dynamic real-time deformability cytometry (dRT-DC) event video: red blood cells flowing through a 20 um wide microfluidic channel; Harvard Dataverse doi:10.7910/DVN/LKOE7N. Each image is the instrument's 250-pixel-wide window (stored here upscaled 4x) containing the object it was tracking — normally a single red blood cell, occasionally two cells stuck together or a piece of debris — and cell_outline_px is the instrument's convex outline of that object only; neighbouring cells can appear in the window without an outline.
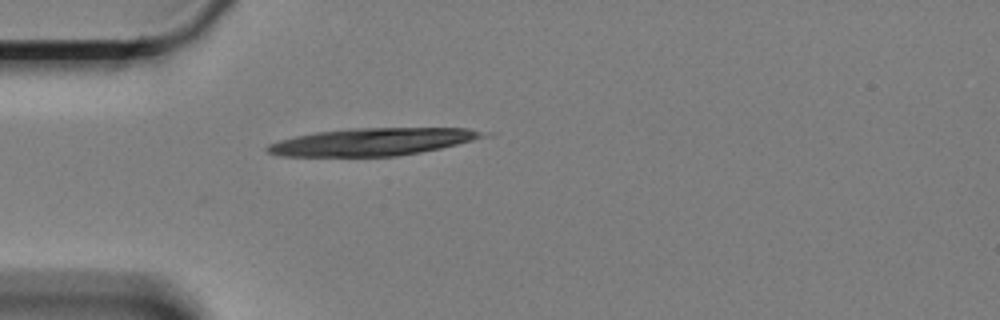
{"species": "Egyptian fruit bat (a non-hibernating species)", "species_latin": "Rousettus aegyptiacus", "temperature_condition": "cold", "stored_images_in_passage": 4, "camera_frame_rate_fps": 3000, "um_per_image_px": 0.085, "animal": {"sex": "female"}, "frame": {"image": 1, "passage_image": 1, "time_ms": 0.0, "image_size_px": [1000, 320], "cell_outline_px": [[484, 136], [472, 140], [440, 148], [420, 152], [396, 156], [280, 156], [268, 152], [264, 148], [268, 144], [280, 140], [296, 136], [316, 132], [352, 128], [468, 128]], "centroid_in_image_um": [31.52, 12.06], "position_along_channel_um": 53.5, "area_um2": 33.87}}